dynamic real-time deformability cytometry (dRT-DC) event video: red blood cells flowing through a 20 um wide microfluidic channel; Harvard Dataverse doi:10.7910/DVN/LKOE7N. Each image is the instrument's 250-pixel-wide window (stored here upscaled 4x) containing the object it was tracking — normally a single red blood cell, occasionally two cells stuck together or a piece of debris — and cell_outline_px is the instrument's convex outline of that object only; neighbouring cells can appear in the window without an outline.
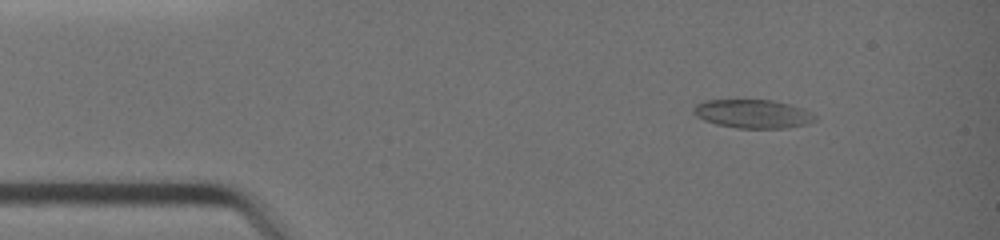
{"species": "common noctule bat (a hibernating species)", "species_latin": "Nyctalus noctula", "temperature_condition": "warm", "stored_images_in_passage": 40, "camera_frame_rate_fps": 3000, "um_per_image_px": 0.085, "animal": {"sex": "female", "body_mass_g": 19.0, "forearm_length_mm": 51.5}, "frame": {"image": 1, "passage_image": 5, "time_ms": 1.333, "image_size_px": [1000, 240], "cell_outline_px": [[816, 120], [808, 124], [788, 128], [736, 128], [716, 124], [704, 120], [696, 116], [692, 112], [692, 108], [696, 104], [704, 100], [772, 100], [804, 108], [816, 116]], "centroid_in_image_um": [63.99, 9.68], "position_along_channel_um": 21.0, "area_um2": 20.4}}
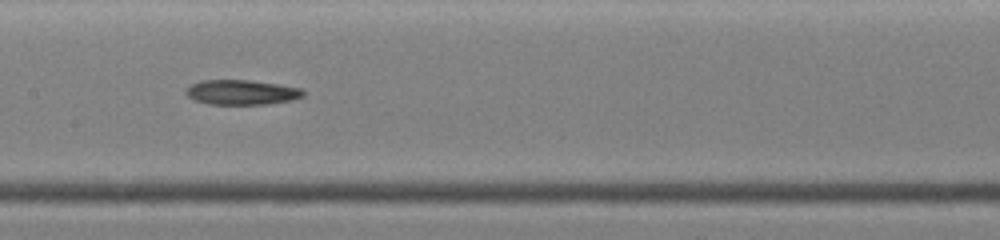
{"frame": {"image": 2, "passage_image": 20, "time_ms": 6.333, "image_size_px": [1000, 240], "cell_outline_px": [[304, 96], [292, 100], [268, 104], [208, 104], [192, 100], [184, 92], [192, 84], [200, 80], [248, 80], [276, 84], [300, 88], [304, 92]], "centroid_in_image_um": [20.51, 7.85], "position_along_channel_um": 186.9, "area_um2": 16.94}}
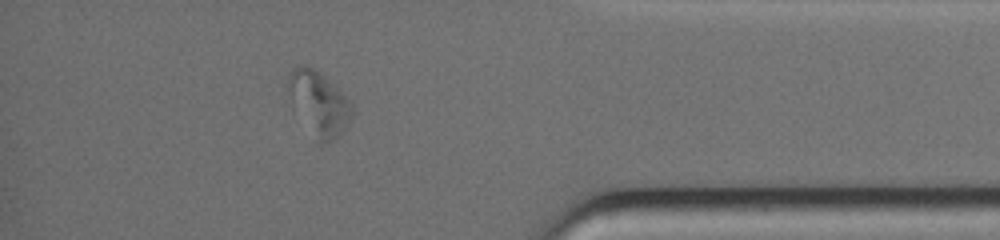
{"frame": {"image": 3, "passage_image": 35, "time_ms": 11.333, "image_size_px": [1000, 240], "cell_outline_px": [[356, 108], [344, 128], [332, 140], [316, 140], [288, 88], [288, 76], [292, 68], [304, 64], [316, 68]], "centroid_in_image_um": [27.15, 8.69], "position_along_channel_um": 408.0, "area_um2": 22.14}}